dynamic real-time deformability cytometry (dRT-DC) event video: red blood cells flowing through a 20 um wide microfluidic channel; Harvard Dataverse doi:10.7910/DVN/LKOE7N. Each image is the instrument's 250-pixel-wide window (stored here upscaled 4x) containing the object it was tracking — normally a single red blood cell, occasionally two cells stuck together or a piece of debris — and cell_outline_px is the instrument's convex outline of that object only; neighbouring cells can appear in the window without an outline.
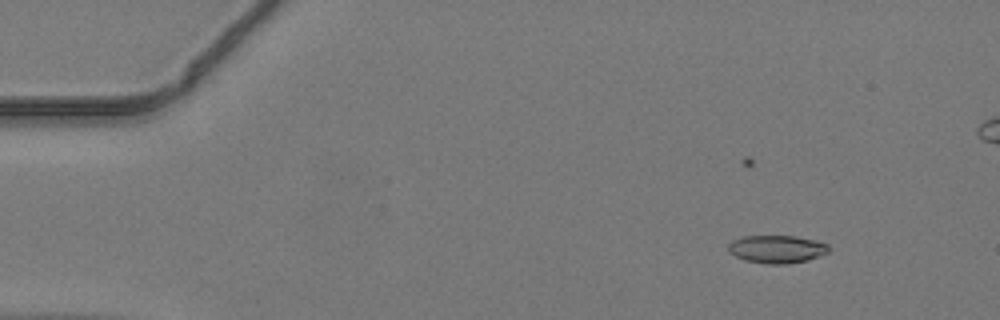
{"species": "common noctule bat (a hibernating species)", "species_latin": "Nyctalus noctula", "temperature_condition": "warm", "stored_images_in_passage": 28, "camera_frame_rate_fps": 3000, "um_per_image_px": 0.085, "animal": {"sex": "male", "body_mass_g": 19.2, "forearm_length_mm": 51.8}, "frame": {"image": 1, "passage_image": 5, "time_ms": 1.333, "image_size_px": [1000, 320], "cell_outline_px": [[828, 252], [820, 256], [808, 260], [788, 264], [764, 264], [744, 260], [728, 252], [728, 244], [732, 240], [744, 236], [796, 236], [828, 244]], "centroid_in_image_um": [66.0, 21.18], "position_along_channel_um": 19.0, "area_um2": 16.36}}
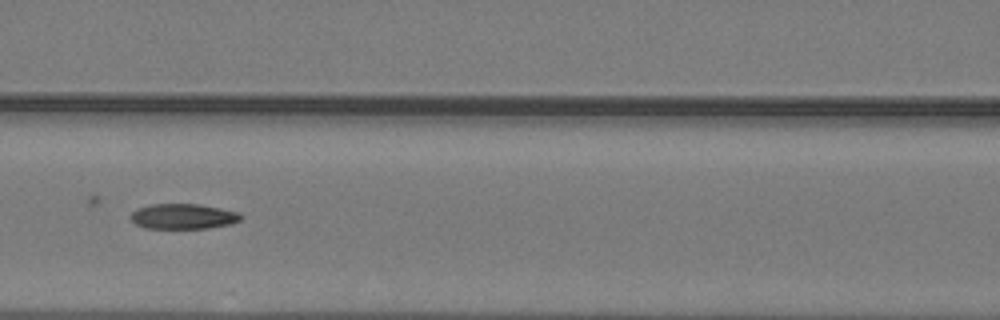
{"frame": {"image": 2, "passage_image": 21, "time_ms": 6.667, "image_size_px": [1000, 320], "cell_outline_px": [[244, 216], [240, 220], [232, 224], [208, 228], [144, 228], [136, 224], [128, 216], [136, 208], [152, 204], [196, 204], [220, 208], [240, 212]], "centroid_in_image_um": [15.58, 18.39], "position_along_channel_um": 151.0, "area_um2": 16.36}}
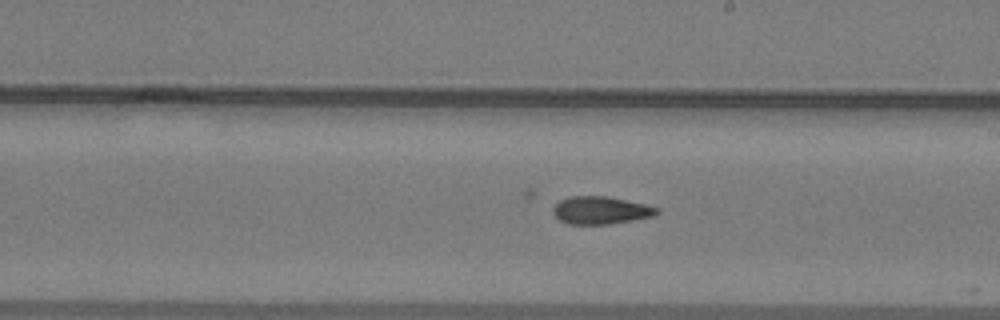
{"frame": {"image": 3, "passage_image": 27, "time_ms": 8.667, "image_size_px": [1000, 320], "cell_outline_px": [[660, 212], [652, 216], [612, 224], [568, 224], [560, 220], [552, 212], [552, 208], [560, 200], [568, 196], [608, 196], [644, 204], [660, 208]], "centroid_in_image_um": [51.05, 17.87], "position_along_channel_um": 238.0, "area_um2": 16.76}}